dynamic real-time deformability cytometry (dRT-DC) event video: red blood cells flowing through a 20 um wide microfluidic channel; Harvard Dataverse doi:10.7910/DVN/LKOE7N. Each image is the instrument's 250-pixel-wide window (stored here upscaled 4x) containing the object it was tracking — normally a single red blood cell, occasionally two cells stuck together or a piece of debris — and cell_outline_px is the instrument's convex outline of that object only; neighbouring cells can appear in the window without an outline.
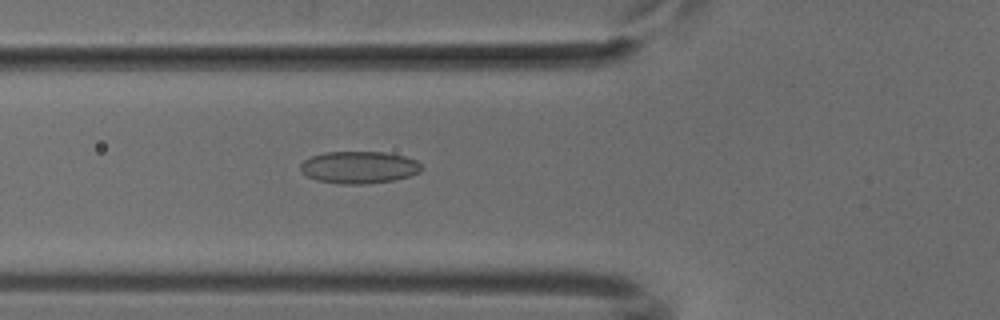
{"species": "common noctule bat (a hibernating species)", "species_latin": "Nyctalus noctula", "temperature_condition": "cold", "stored_images_in_passage": 51, "camera_frame_rate_fps": 3000, "um_per_image_px": 0.085, "animal": {"sex": "male", "body_mass_g": 18.8}, "frame": {"image": 1, "passage_image": 18, "time_ms": 5.667, "image_size_px": [1000, 320], "cell_outline_px": [[424, 168], [420, 172], [408, 176], [392, 180], [368, 184], [344, 184], [316, 180], [300, 172], [300, 164], [304, 160], [312, 156], [324, 152], [384, 152], [404, 156], [416, 160]], "centroid_in_image_um": [30.51, 14.22], "position_along_channel_um": 95.3, "area_um2": 22.72}}
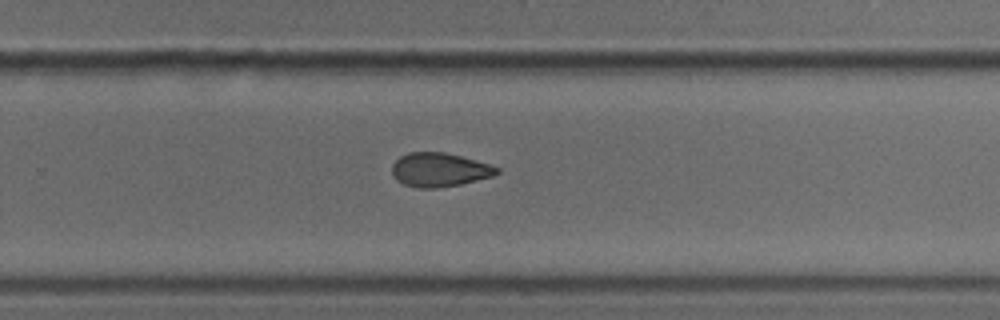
{"frame": {"image": 2, "passage_image": 33, "time_ms": 10.667, "image_size_px": [1000, 320], "cell_outline_px": [[500, 172], [492, 176], [460, 184], [436, 188], [416, 188], [404, 184], [396, 180], [392, 176], [392, 164], [400, 156], [408, 152], [444, 152], [460, 156], [488, 164], [500, 168]], "centroid_in_image_um": [37.31, 14.43], "position_along_channel_um": 292.5, "area_um2": 20.63}}
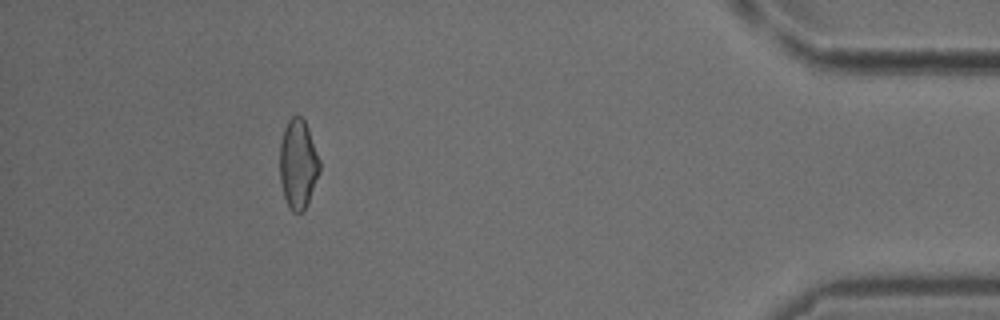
{"frame": {"image": 3, "passage_image": 46, "time_ms": 15.0, "image_size_px": [1000, 320], "cell_outline_px": [[320, 172], [308, 200], [304, 208], [300, 212], [292, 212], [288, 208], [284, 196], [280, 180], [280, 144], [284, 128], [288, 120], [296, 112], [304, 120], [308, 128], [320, 160]], "centroid_in_image_um": [25.33, 13.91], "position_along_channel_um": 409.9, "area_um2": 20.69}}